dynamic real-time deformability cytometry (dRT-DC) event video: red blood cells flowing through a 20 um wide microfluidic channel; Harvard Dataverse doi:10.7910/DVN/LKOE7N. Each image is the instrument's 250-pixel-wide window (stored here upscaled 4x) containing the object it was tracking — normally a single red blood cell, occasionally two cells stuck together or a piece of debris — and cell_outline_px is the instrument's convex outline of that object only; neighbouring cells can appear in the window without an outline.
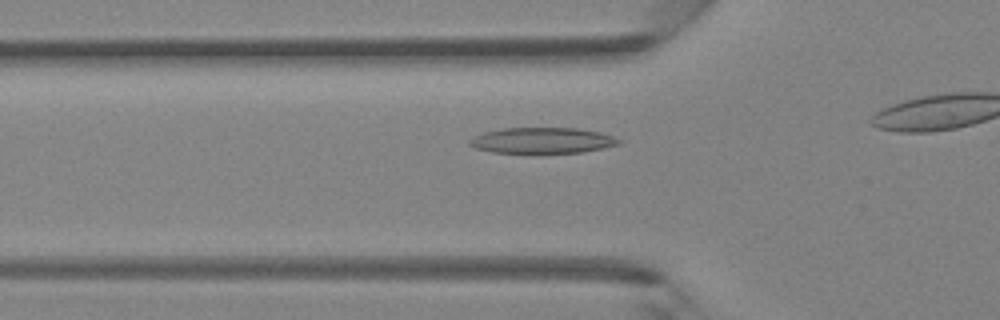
{"species": "Egyptian fruit bat (a non-hibernating species)", "species_latin": "Rousettus aegyptiacus", "temperature_condition": "room temperature", "stored_images_in_passage": 10, "camera_frame_rate_fps": 3000, "um_per_image_px": 0.085, "animal": {"sex": "female"}, "frame": {"image": 1, "passage_image": 5, "time_ms": 1.333, "image_size_px": [1000, 320], "cell_outline_px": [[620, 144], [604, 148], [580, 152], [492, 152], [476, 148], [468, 144], [468, 140], [484, 132], [504, 128], [576, 128], [600, 132], [612, 136], [620, 140]], "centroid_in_image_um": [46.09, 11.93], "position_along_channel_um": 79.7, "area_um2": 22.08}}
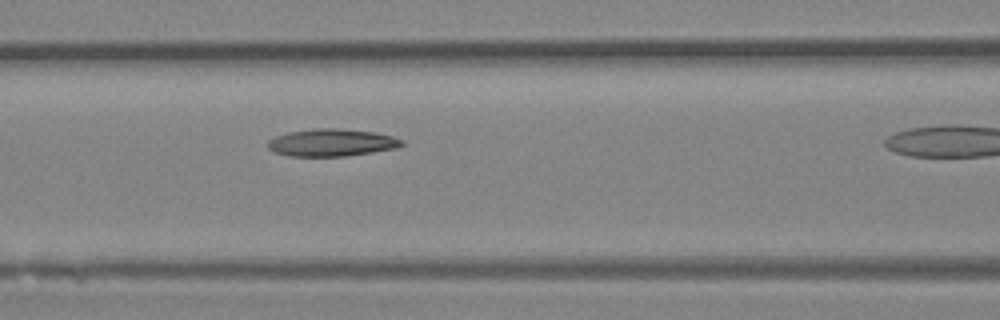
{"frame": {"image": 2, "passage_image": 9, "time_ms": 2.667, "image_size_px": [1000, 320], "cell_outline_px": [[404, 144], [396, 148], [372, 152], [344, 156], [288, 156], [276, 152], [268, 148], [264, 144], [268, 140], [276, 136], [288, 132], [312, 128], [336, 128], [376, 132], [392, 136], [404, 140]], "centroid_in_image_um": [28.17, 12.11], "position_along_channel_um": 138.4, "area_um2": 21.5}}